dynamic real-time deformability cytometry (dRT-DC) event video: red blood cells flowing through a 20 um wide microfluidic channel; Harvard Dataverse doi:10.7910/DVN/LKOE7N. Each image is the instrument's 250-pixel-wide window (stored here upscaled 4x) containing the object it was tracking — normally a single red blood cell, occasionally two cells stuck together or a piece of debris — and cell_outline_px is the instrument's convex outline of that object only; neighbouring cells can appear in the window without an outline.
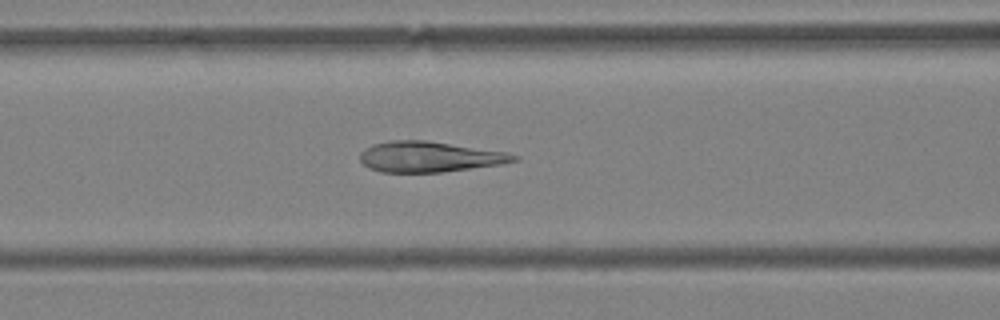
{"species": "Egyptian fruit bat (a non-hibernating species)", "species_latin": "Rousettus aegyptiacus", "temperature_condition": "warm", "stored_images_in_passage": 60, "camera_frame_rate_fps": 3000, "um_per_image_px": 0.085, "animal": {"sex": "female"}, "frame": {"image": 1, "passage_image": 25, "time_ms": 8.0, "image_size_px": [1000, 320], "cell_outline_px": [[520, 160], [500, 164], [440, 172], [380, 172], [368, 168], [360, 160], [360, 152], [364, 148], [372, 144], [392, 140], [424, 140], [508, 152], [520, 156]], "centroid_in_image_um": [36.49, 13.32], "position_along_channel_um": 130.1, "area_um2": 27.4}}
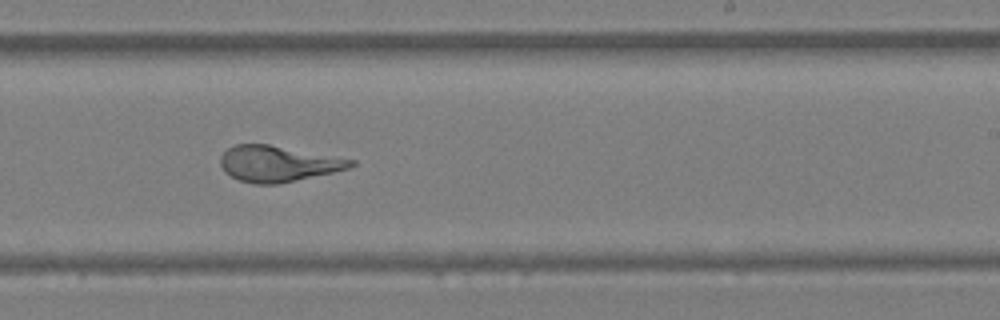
{"frame": {"image": 2, "passage_image": 37, "time_ms": 12.0, "image_size_px": [1000, 320], "cell_outline_px": [[356, 164], [348, 168], [332, 172], [276, 184], [256, 184], [240, 180], [224, 172], [220, 164], [220, 156], [228, 148], [236, 144], [268, 144], [356, 160]], "centroid_in_image_um": [23.6, 13.9], "position_along_channel_um": 265.4, "area_um2": 26.93}}
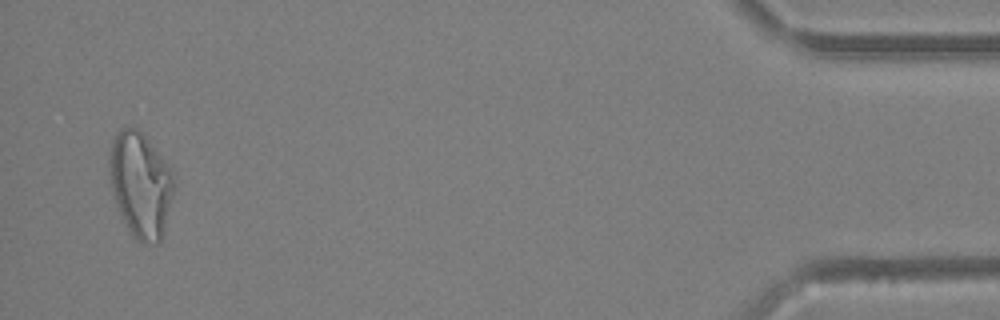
{"frame": {"image": 3, "passage_image": 58, "time_ms": 19.0, "image_size_px": [1000, 320], "cell_outline_px": [[176, 188], [160, 244], [156, 244], [136, 240], [132, 236], [116, 204], [112, 192], [108, 168], [108, 160], [112, 140], [116, 132], [120, 128], [136, 128], [144, 132], [176, 180]], "centroid_in_image_um": [11.95, 15.69], "position_along_channel_um": 423.3, "area_um2": 39.82}}